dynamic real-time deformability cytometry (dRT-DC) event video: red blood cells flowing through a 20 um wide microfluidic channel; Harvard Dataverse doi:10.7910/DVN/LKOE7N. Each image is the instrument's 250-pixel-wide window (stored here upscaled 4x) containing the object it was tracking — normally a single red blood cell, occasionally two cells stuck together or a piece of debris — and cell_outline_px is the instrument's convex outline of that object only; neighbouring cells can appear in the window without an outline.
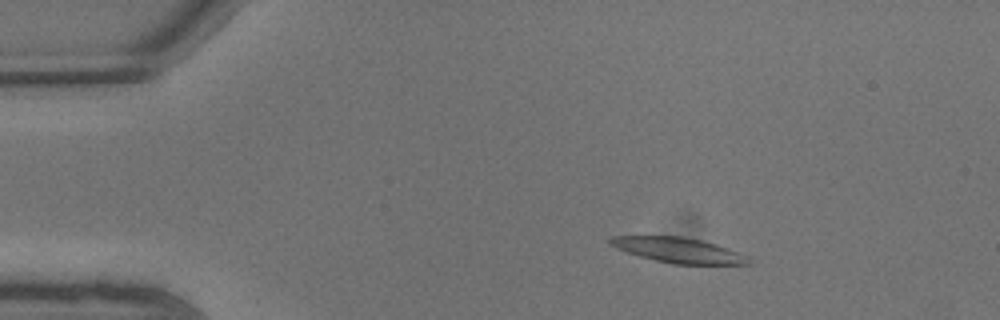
{"species": "common noctule bat (a hibernating species)", "species_latin": "Nyctalus noctula", "temperature_condition": "warm", "stored_images_in_passage": 8, "camera_frame_rate_fps": 3000, "um_per_image_px": 0.085, "animal": {"sex": "male", "body_mass_g": 13.3}, "frame": {"image": 1, "passage_image": 4, "time_ms": 1.0, "image_size_px": [1000, 320], "cell_outline_px": [[756, 260], [752, 264], [672, 264], [640, 256], [616, 248], [608, 244], [608, 240], [612, 236], [684, 236], [716, 244], [728, 248], [748, 256]], "centroid_in_image_um": [57.72, 21.27], "position_along_channel_um": 27.3, "area_um2": 20.4}}
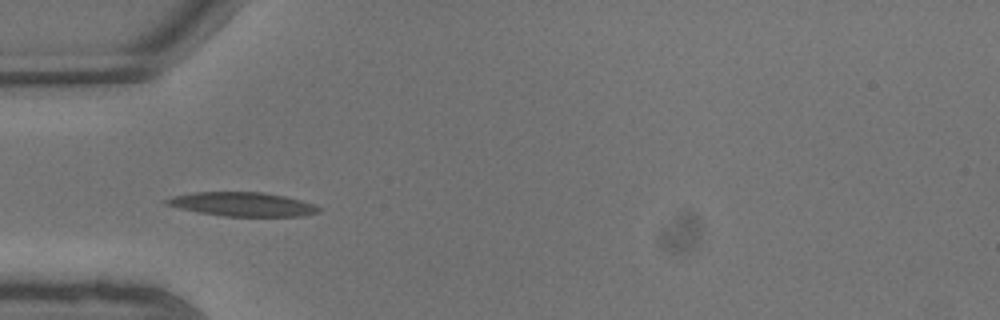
{"frame": {"image": 2, "passage_image": 7, "time_ms": 2.0, "image_size_px": [1000, 320], "cell_outline_px": [[320, 212], [300, 216], [224, 216], [200, 212], [180, 208], [164, 204], [164, 200], [172, 196], [192, 192], [264, 192], [284, 196], [316, 204], [320, 208]], "centroid_in_image_um": [20.61, 17.35], "position_along_channel_um": 64.4, "area_um2": 21.21}}
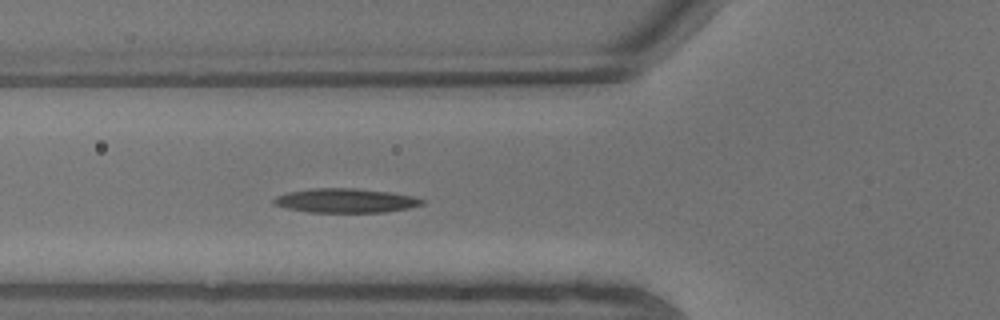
{"frame": {"image": 3, "passage_image": 8, "time_ms": 2.333, "image_size_px": [1000, 320], "cell_outline_px": [[424, 204], [408, 208], [384, 212], [308, 212], [288, 208], [272, 204], [272, 200], [276, 196], [288, 192], [312, 188], [356, 188], [388, 192], [412, 196], [424, 200]], "centroid_in_image_um": [29.34, 17.05], "position_along_channel_um": 96.5, "area_um2": 20.81}}